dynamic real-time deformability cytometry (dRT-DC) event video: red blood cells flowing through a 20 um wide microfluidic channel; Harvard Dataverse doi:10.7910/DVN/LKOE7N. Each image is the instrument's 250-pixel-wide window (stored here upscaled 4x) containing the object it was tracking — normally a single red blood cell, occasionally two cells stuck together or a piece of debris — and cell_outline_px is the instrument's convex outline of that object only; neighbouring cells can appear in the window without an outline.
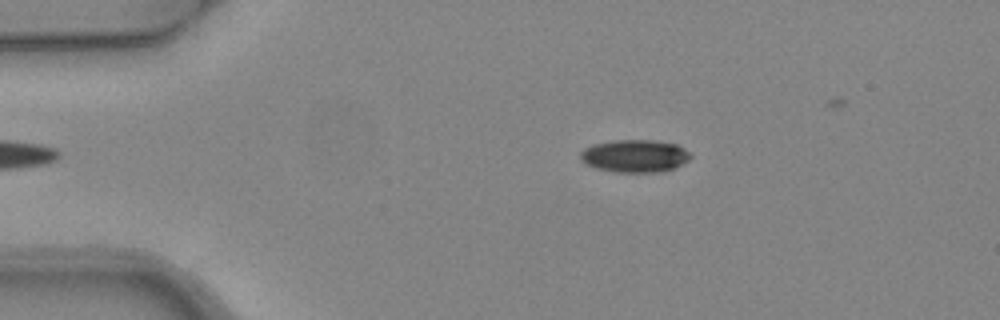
{"species": "common noctule bat (a hibernating species)", "species_latin": "Nyctalus noctula", "temperature_condition": "warm", "stored_images_in_passage": 6, "camera_frame_rate_fps": 3000, "um_per_image_px": 0.085, "animal": {"sex": "female", "body_mass_g": 24.6, "forearm_length_mm": 56.2}, "frame": {"image": 1, "passage_image": 6, "time_ms": 1.667, "image_size_px": [1000, 320], "cell_outline_px": [[692, 156], [688, 160], [676, 168], [660, 172], [616, 172], [596, 168], [584, 164], [580, 160], [580, 152], [584, 148], [592, 144], [612, 140], [656, 140], [676, 144], [684, 148]], "centroid_in_image_um": [53.94, 13.25], "position_along_channel_um": 31.1, "area_um2": 21.21}}